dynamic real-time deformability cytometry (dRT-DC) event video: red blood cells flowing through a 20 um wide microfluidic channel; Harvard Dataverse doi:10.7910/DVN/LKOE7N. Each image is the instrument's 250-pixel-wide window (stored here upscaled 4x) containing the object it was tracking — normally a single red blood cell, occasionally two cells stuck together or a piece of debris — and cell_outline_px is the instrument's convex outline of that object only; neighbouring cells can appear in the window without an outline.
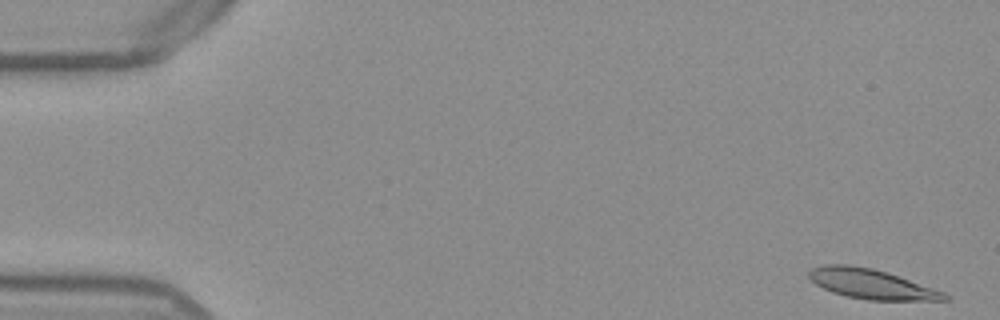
{"species": "Egyptian fruit bat (a non-hibernating species)", "species_latin": "Rousettus aegyptiacus", "temperature_condition": "warm", "stored_images_in_passage": 6, "camera_frame_rate_fps": 3000, "um_per_image_px": 0.085, "frame": {"image": 1, "passage_image": 1, "time_ms": 0.0, "image_size_px": [1000, 320], "cell_outline_px": [[948, 300], [868, 300], [844, 296], [832, 292], [816, 284], [808, 276], [808, 272], [812, 268], [824, 264], [848, 264], [872, 268], [944, 292], [948, 296]], "centroid_in_image_um": [73.99, 24.14], "position_along_channel_um": 11.0, "area_um2": 23.12}}